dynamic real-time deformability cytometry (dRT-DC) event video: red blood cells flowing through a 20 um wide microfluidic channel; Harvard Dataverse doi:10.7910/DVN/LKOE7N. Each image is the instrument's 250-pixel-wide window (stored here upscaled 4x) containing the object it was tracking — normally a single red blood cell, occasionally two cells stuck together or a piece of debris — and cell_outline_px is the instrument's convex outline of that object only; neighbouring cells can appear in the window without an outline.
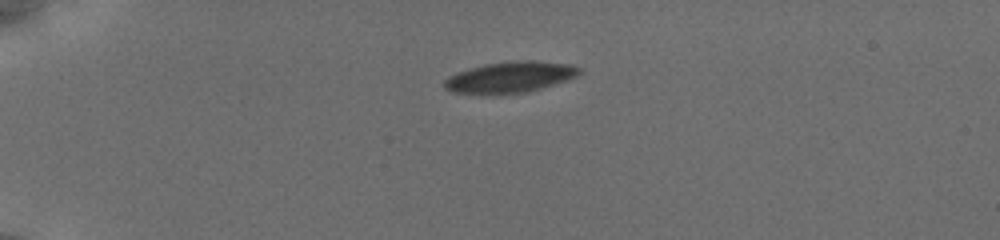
{"species": "common noctule bat (a hibernating species)", "species_latin": "Nyctalus noctula", "temperature_condition": "cold", "stored_images_in_passage": 42, "camera_frame_rate_fps": 3000, "um_per_image_px": 0.085, "animal": {"sex": "female", "body_mass_g": 19.5, "forearm_length_mm": 54.1}, "frame": {"image": 1, "passage_image": 1, "time_ms": 0.0, "image_size_px": [1000, 240], "cell_outline_px": [[580, 72], [576, 76], [552, 84], [524, 92], [456, 92], [444, 88], [444, 80], [460, 72], [484, 64], [528, 60], [532, 60], [568, 64], [580, 68]], "centroid_in_image_um": [43.39, 6.52], "position_along_channel_um": 41.6, "area_um2": 22.95}}
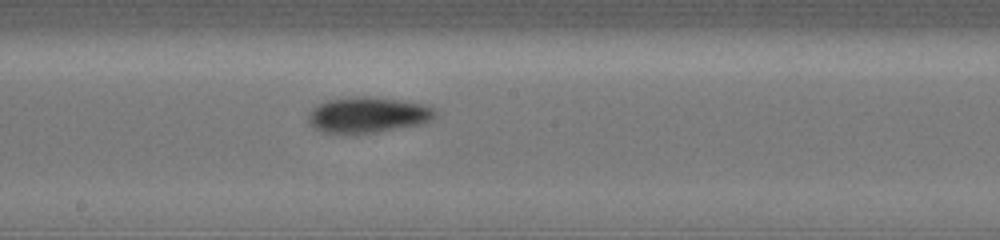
{"frame": {"image": 2, "passage_image": 19, "time_ms": 6.0, "image_size_px": [1000, 240], "cell_outline_px": [[436, 112], [432, 120], [420, 124], [376, 132], [324, 132], [308, 124], [308, 116], [320, 104], [328, 100], [364, 96], [396, 100], [420, 104], [432, 108]], "centroid_in_image_um": [31.27, 9.77], "position_along_channel_um": 216.9, "area_um2": 25.37}}
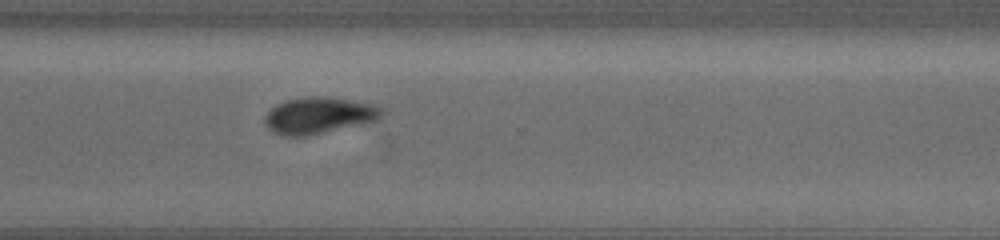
{"frame": {"image": 3, "passage_image": 29, "time_ms": 9.333, "image_size_px": [1000, 240], "cell_outline_px": [[388, 112], [380, 120], [364, 124], [308, 136], [284, 136], [272, 132], [264, 124], [264, 116], [276, 104], [288, 100], [308, 96], [324, 96], [372, 104]], "centroid_in_image_um": [27.14, 9.83], "position_along_channel_um": 343.5, "area_um2": 25.2}}